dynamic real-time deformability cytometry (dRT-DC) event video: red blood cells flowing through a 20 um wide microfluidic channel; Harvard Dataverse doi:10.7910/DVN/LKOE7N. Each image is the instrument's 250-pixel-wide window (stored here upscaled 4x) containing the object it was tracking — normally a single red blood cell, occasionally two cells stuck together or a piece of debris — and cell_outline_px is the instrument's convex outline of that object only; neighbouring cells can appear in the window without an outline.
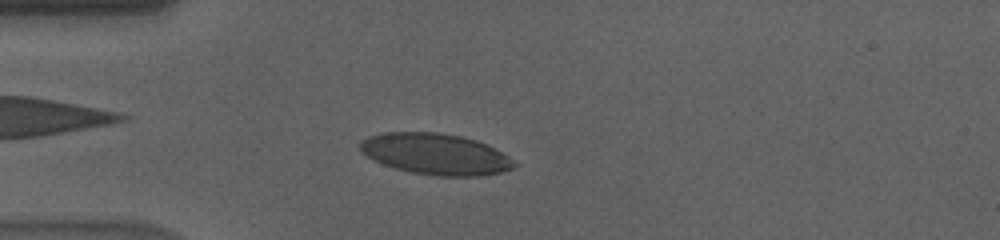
{"species": "human", "species_latin": "Homo sapiens", "temperature_condition": "cold", "stored_images_in_passage": 47, "camera_frame_rate_fps": 3000, "um_per_image_px": 0.085, "donor": {"sex": "male"}, "frame": {"image": 1, "passage_image": 10, "time_ms": 3.0, "image_size_px": [1000, 240], "cell_outline_px": [[516, 164], [512, 168], [500, 172], [480, 176], [440, 176], [412, 172], [396, 168], [372, 160], [360, 152], [360, 140], [368, 136], [384, 132], [440, 132], [460, 136], [476, 140], [488, 144], [508, 156]], "centroid_in_image_um": [36.99, 13.08], "position_along_channel_um": 48.0, "area_um2": 36.93}}
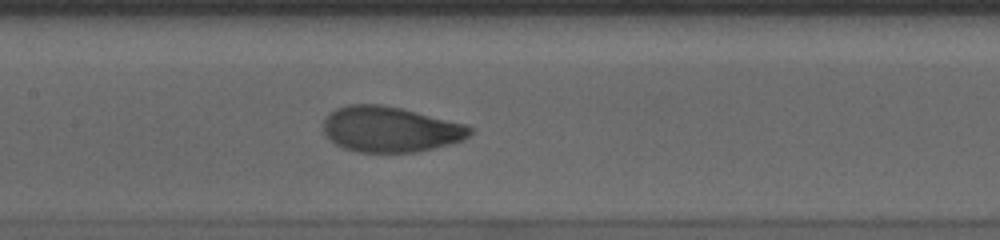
{"frame": {"image": 2, "passage_image": 22, "time_ms": 7.0, "image_size_px": [1000, 240], "cell_outline_px": [[472, 132], [464, 140], [416, 152], [356, 152], [344, 148], [336, 144], [324, 132], [324, 120], [336, 108], [348, 104], [380, 104], [400, 108], [468, 124], [472, 128]], "centroid_in_image_um": [33.2, 10.99], "position_along_channel_um": 174.2, "area_um2": 38.73}}
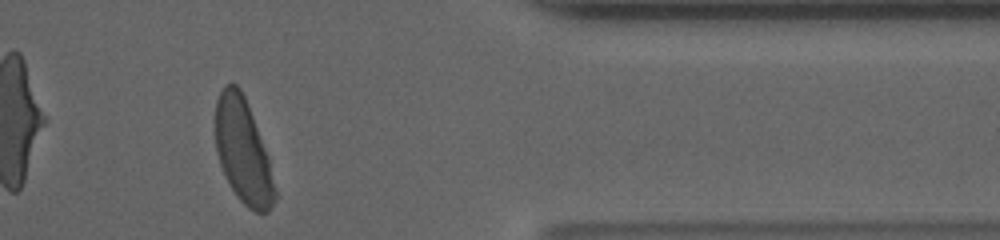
{"frame": {"image": 3, "passage_image": 42, "time_ms": 13.667, "image_size_px": [1000, 240], "cell_outline_px": [[276, 196], [268, 212], [256, 212], [248, 208], [236, 196], [220, 164], [216, 152], [216, 100], [224, 84], [236, 84], [240, 88], [244, 96], [268, 156], [276, 192]], "centroid_in_image_um": [20.65, 12.85], "position_along_channel_um": 390.8, "area_um2": 35.55}, "authors_computed_cell_mechanics": {"area_um2": 38.726, "velocity_mm_per_s": 3.5673, "shape_relaxation_time_tau1_ms": 3.1842, "shape_relaxation_time_tau2_ms": null, "deformation_change_tau1": 0.1606, "deformation_change_tau2": null}}